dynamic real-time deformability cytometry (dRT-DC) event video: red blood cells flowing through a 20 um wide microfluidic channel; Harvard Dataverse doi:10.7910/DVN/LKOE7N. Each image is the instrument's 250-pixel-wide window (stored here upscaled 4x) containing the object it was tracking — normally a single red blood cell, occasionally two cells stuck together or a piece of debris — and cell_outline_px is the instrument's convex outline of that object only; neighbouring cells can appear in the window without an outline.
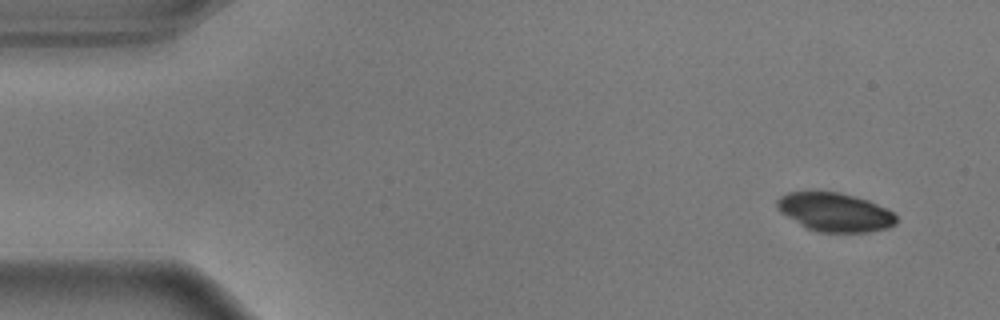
{"species": "common noctule bat (a hibernating species)", "species_latin": "Nyctalus noctula", "temperature_condition": "warm", "stored_images_in_passage": 52, "camera_frame_rate_fps": 3000, "um_per_image_px": 0.085, "animal": {"sex": "male", "body_mass_g": 17.9}, "frame": {"image": 1, "passage_image": 1, "time_ms": 0.0, "image_size_px": [1000, 320], "cell_outline_px": [[896, 224], [888, 228], [868, 232], [820, 232], [808, 228], [800, 224], [780, 212], [776, 208], [776, 200], [780, 196], [788, 192], [812, 188], [840, 192], [868, 200], [888, 208], [896, 216]], "centroid_in_image_um": [70.93, 17.98], "position_along_channel_um": 14.1, "area_um2": 27.63}}
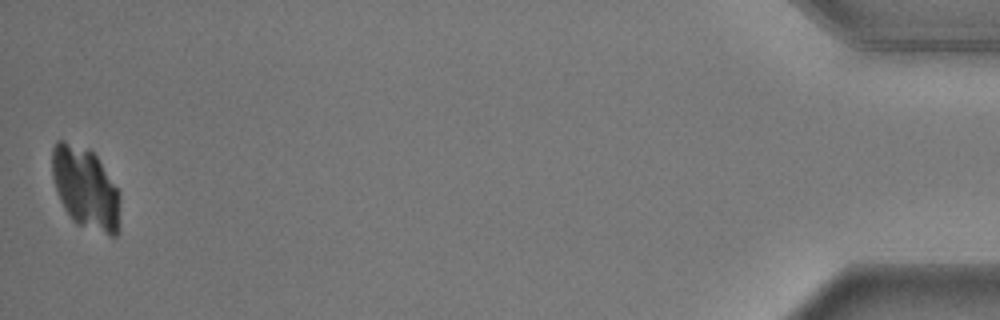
{"frame": {"image": 2, "passage_image": 52, "time_ms": 17.0, "image_size_px": [1000, 320], "cell_outline_px": [[120, 228], [116, 236], [108, 236], [76, 224], [72, 220], [64, 208], [60, 200], [52, 176], [52, 148], [56, 140], [64, 140], [88, 148], [96, 156], [120, 192]], "centroid_in_image_um": [7.29, 16.02], "position_along_channel_um": 427.9, "area_um2": 32.89}}